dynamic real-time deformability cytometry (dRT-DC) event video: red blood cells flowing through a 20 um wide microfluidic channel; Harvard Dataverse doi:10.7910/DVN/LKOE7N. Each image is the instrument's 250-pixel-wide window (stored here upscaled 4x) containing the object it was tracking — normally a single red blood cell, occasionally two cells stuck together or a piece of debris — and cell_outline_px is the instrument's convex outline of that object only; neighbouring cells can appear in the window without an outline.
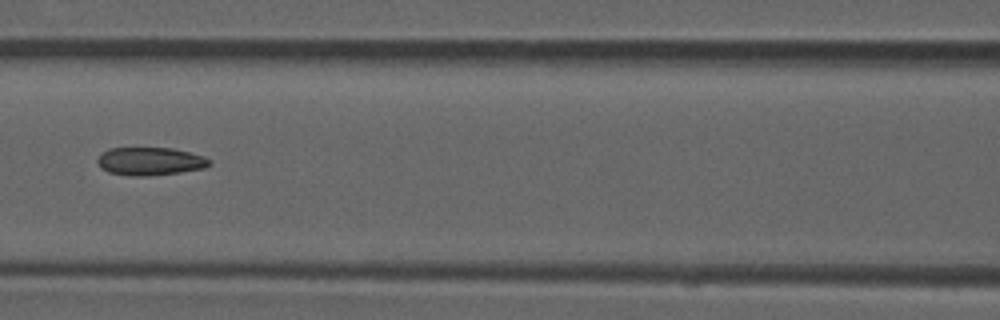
{"species": "common noctule bat (a hibernating species)", "species_latin": "Nyctalus noctula", "temperature_condition": "room temperature", "stored_images_in_passage": 5, "camera_frame_rate_fps": 3000, "um_per_image_px": 0.085, "animal": {"sex": "male", "forearm_length_mm": 52.5}, "frame": {"image": 1, "passage_image": 4, "time_ms": 1.0, "image_size_px": [1000, 320], "cell_outline_px": [[212, 164], [204, 168], [180, 172], [148, 176], [128, 176], [108, 172], [100, 168], [96, 160], [108, 148], [172, 148], [204, 156], [212, 160]], "centroid_in_image_um": [12.76, 13.72], "position_along_channel_um": 153.8, "area_um2": 18.38}}
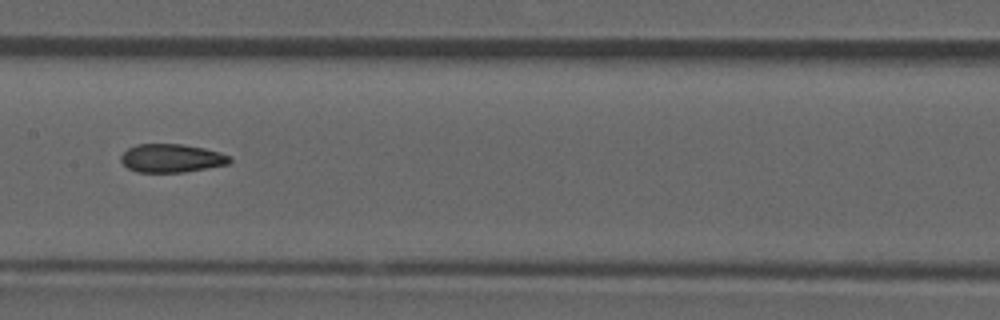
{"frame": {"image": 2, "passage_image": 5, "time_ms": 1.333, "image_size_px": [1000, 320], "cell_outline_px": [[232, 160], [228, 164], [184, 172], [136, 172], [128, 168], [120, 160], [120, 156], [128, 148], [136, 144], [180, 144], [204, 148], [220, 152], [232, 156]], "centroid_in_image_um": [14.58, 13.44], "position_along_channel_um": 192.8, "area_um2": 18.03}}